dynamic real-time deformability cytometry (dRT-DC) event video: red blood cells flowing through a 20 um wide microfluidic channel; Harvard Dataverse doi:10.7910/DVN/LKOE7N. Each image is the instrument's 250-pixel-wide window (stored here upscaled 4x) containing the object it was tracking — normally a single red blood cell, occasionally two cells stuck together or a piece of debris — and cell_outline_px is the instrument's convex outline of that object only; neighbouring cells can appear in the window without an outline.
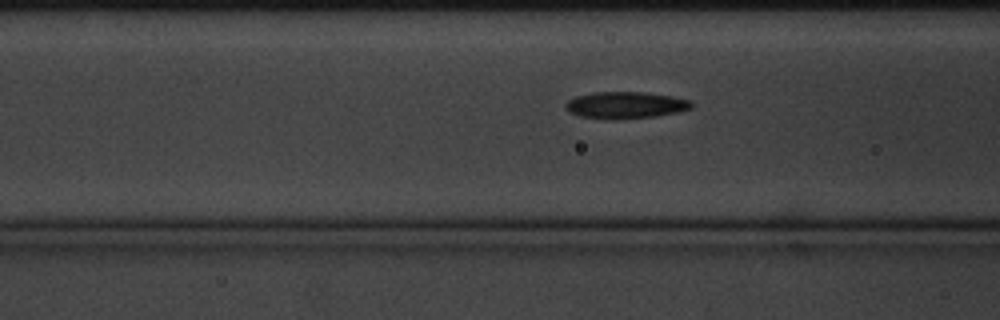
{"species": "common noctule bat (a hibernating species)", "species_latin": "Nyctalus noctula", "temperature_condition": "cold", "stored_images_in_passage": 15, "camera_frame_rate_fps": 3000, "um_per_image_px": 0.085, "animal": {"sex": "male", "body_mass_g": 20.1, "forearm_length_mm": 53.5}, "frame": {"image": 1, "passage_image": 13, "time_ms": 4.0, "image_size_px": [1000, 320], "cell_outline_px": [[692, 108], [676, 112], [656, 116], [620, 120], [608, 120], [580, 116], [568, 112], [564, 108], [564, 104], [568, 100], [576, 96], [592, 92], [644, 92], [672, 96], [692, 100]], "centroid_in_image_um": [53.13, 8.94], "position_along_channel_um": 113.5, "area_um2": 20.0}}